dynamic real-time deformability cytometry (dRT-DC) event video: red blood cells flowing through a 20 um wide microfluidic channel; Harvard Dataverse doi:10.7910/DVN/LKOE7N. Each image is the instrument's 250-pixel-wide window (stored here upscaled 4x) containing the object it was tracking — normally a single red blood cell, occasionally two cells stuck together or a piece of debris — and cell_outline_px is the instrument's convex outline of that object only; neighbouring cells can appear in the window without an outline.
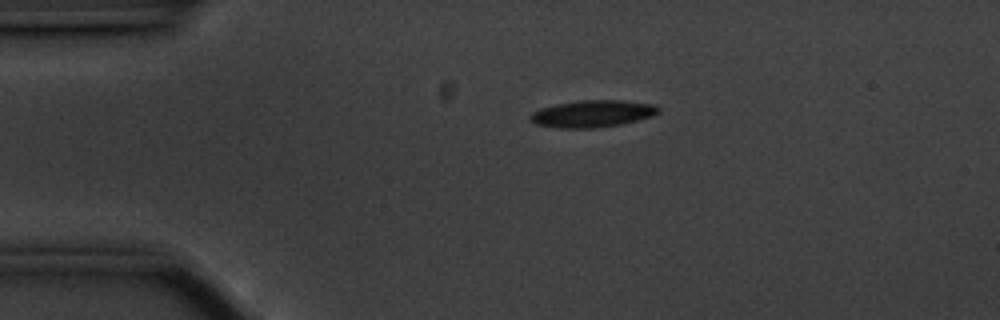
{"species": "common noctule bat (a hibernating species)", "species_latin": "Nyctalus noctula", "temperature_condition": "cold", "stored_images_in_passage": 39, "camera_frame_rate_fps": 3000, "um_per_image_px": 0.085, "animal": {"sex": "male", "body_mass_g": 20.1, "forearm_length_mm": 53.5}, "frame": {"image": 1, "passage_image": 1, "time_ms": 0.0, "image_size_px": [1000, 320], "cell_outline_px": [[660, 112], [652, 116], [620, 124], [596, 128], [556, 128], [536, 124], [528, 116], [532, 112], [540, 108], [556, 104], [580, 100], [620, 100], [652, 104], [660, 108]], "centroid_in_image_um": [50.34, 9.66], "position_along_channel_um": 34.7, "area_um2": 20.11}}
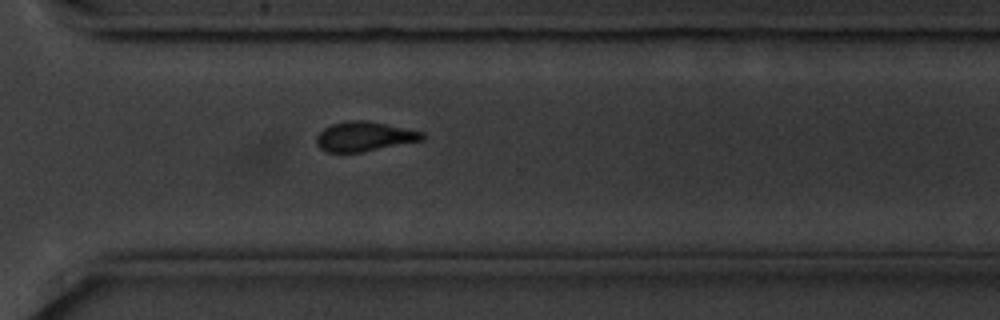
{"frame": {"image": 2, "passage_image": 30, "time_ms": 9.667, "image_size_px": [1000, 320], "cell_outline_px": [[424, 140], [360, 152], [328, 152], [320, 148], [316, 144], [316, 136], [324, 128], [332, 124], [348, 120], [368, 120], [424, 132]], "centroid_in_image_um": [30.96, 11.59], "position_along_channel_um": 339.6, "area_um2": 18.21}}
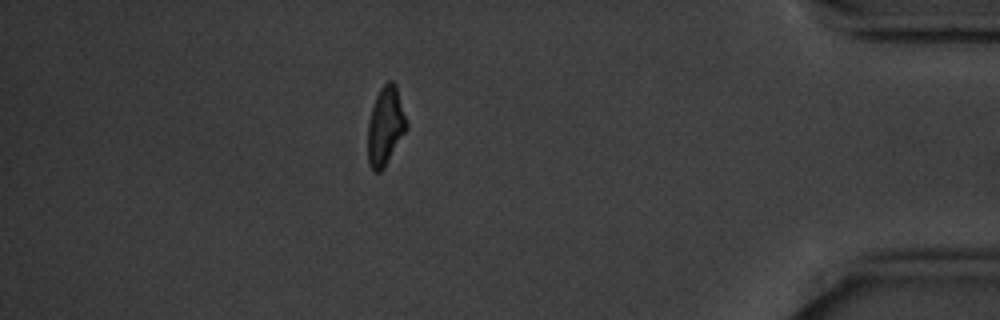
{"frame": {"image": 3, "passage_image": 39, "time_ms": 12.667, "image_size_px": [1000, 320], "cell_outline_px": [[408, 128], [384, 168], [380, 172], [376, 172], [372, 168], [368, 160], [368, 120], [376, 96], [380, 88], [388, 80], [392, 80], [396, 84], [408, 124]], "centroid_in_image_um": [32.77, 10.7], "position_along_channel_um": 402.4, "area_um2": 17.74}, "authors_computed_cell_mechanics": {"area_um2": 19.2474, "velocity_mm_per_s": 3.5179, "shape_relaxation_time_tau1_ms": 2.9873, "shape_relaxation_time_tau2_ms": 5.1388, "deformation_change_tau1": 0.1125, "deformation_change_tau2": 0.1319}}